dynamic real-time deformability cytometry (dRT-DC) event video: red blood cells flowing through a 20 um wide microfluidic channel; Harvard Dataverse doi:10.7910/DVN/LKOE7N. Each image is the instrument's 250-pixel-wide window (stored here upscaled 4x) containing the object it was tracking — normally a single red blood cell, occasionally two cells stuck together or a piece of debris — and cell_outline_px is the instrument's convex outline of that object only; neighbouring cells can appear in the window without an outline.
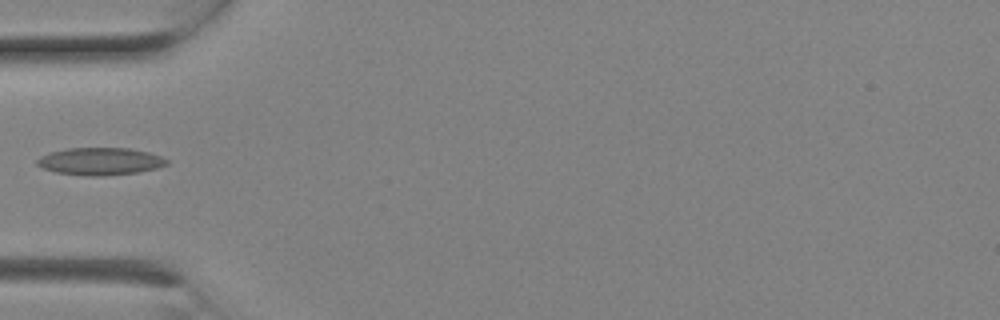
{"species": "Egyptian fruit bat (a non-hibernating species)", "species_latin": "Rousettus aegyptiacus", "temperature_condition": "room temperature", "stored_images_in_passage": 1, "camera_frame_rate_fps": 3000, "um_per_image_px": 0.085, "animal": {"sex": "female"}, "frame": {"image": 1, "passage_image": 1, "time_ms": 0.0, "image_size_px": [1000, 320], "cell_outline_px": [[168, 164], [156, 168], [136, 172], [104, 176], [88, 176], [56, 172], [40, 168], [36, 164], [36, 160], [40, 156], [48, 152], [68, 148], [128, 148], [148, 152], [160, 156], [168, 160]], "centroid_in_image_um": [8.46, 13.71], "position_along_channel_um": 76.5, "area_um2": 20.75}}